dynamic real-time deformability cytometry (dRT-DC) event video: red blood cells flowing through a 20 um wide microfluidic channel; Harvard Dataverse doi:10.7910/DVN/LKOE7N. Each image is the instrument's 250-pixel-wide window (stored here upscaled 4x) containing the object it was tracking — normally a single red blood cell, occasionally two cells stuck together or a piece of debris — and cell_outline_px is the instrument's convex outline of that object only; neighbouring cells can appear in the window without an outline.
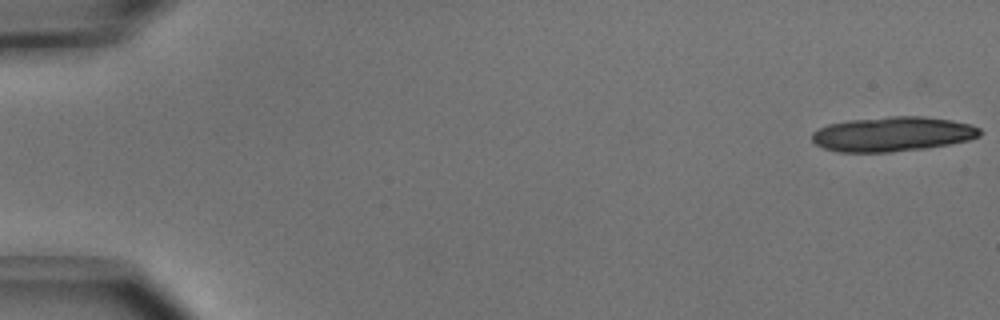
{"species": "common noctule bat (a hibernating species)", "species_latin": "Nyctalus noctula", "temperature_condition": "cold", "stored_images_in_passage": 19, "camera_frame_rate_fps": 3000, "um_per_image_px": 0.085, "animal": {"sex": "male", "body_mass_g": 15.6}, "frame": {"image": 1, "passage_image": 1, "time_ms": 0.0, "image_size_px": [1000, 320], "cell_outline_px": [[980, 136], [968, 140], [948, 144], [924, 148], [888, 152], [840, 152], [824, 148], [816, 144], [812, 140], [812, 132], [828, 124], [848, 120], [888, 116], [924, 116], [952, 120], [972, 124], [980, 128]], "centroid_in_image_um": [75.87, 11.38], "position_along_channel_um": 9.1, "area_um2": 33.93}}